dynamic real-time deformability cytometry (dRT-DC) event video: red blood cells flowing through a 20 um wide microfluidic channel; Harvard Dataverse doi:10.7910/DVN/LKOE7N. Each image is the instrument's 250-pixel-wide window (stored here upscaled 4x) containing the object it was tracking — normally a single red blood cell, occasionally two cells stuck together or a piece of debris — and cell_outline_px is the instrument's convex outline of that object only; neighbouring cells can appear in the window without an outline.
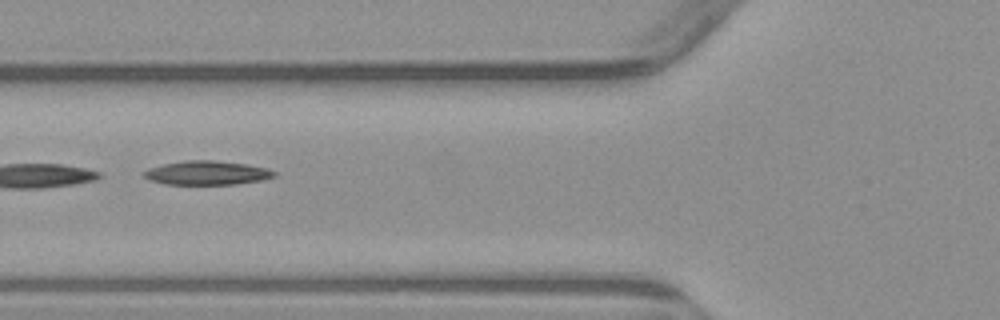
{"species": "common noctule bat (a hibernating species)", "species_latin": "Nyctalus noctula", "temperature_condition": "warm", "stored_images_in_passage": 5, "camera_frame_rate_fps": 3000, "um_per_image_px": 0.085, "animal": {"sex": "male", "body_mass_g": 23.1, "forearm_length_mm": 52.7}, "frame": {"image": 1, "passage_image": 5, "time_ms": 4.667, "image_size_px": [1000, 320], "cell_outline_px": [[276, 176], [260, 180], [236, 184], [164, 184], [148, 180], [140, 172], [148, 168], [164, 164], [184, 160], [212, 160], [244, 164], [268, 168], [276, 172]], "centroid_in_image_um": [17.54, 14.69], "position_along_channel_um": 108.3, "area_um2": 18.21}}